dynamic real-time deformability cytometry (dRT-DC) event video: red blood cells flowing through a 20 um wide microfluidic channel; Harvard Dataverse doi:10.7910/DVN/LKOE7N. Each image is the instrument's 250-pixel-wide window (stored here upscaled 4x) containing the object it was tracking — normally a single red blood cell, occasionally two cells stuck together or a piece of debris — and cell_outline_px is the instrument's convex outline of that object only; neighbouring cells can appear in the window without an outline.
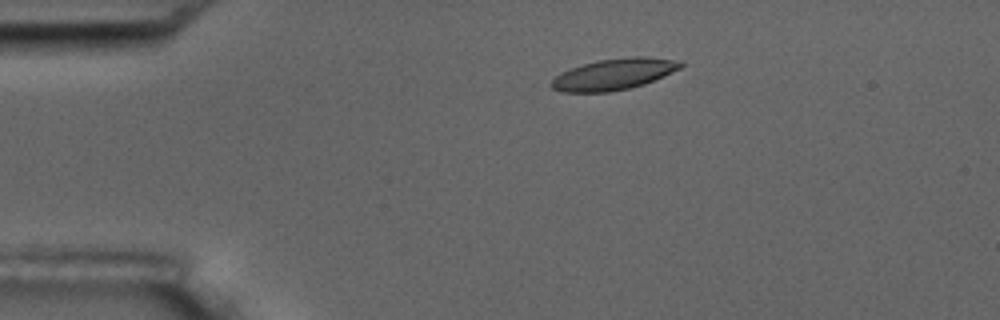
{"species": "common noctule bat (a hibernating species)", "species_latin": "Nyctalus noctula", "temperature_condition": "room temperature", "stored_images_in_passage": 7, "camera_frame_rate_fps": 3000, "um_per_image_px": 0.085, "animal": {"sex": "male", "body_mass_g": 17.5, "forearm_length_mm": 52.3}, "frame": {"image": 1, "passage_image": 1, "time_ms": 0.0, "image_size_px": [1000, 320], "cell_outline_px": [[684, 64], [680, 68], [664, 76], [644, 84], [628, 88], [608, 92], [560, 92], [552, 88], [548, 84], [560, 72], [584, 64], [600, 60], [632, 56], [648, 56], [684, 60]], "centroid_in_image_um": [52.21, 6.3], "position_along_channel_um": 32.8, "area_um2": 23.64}}
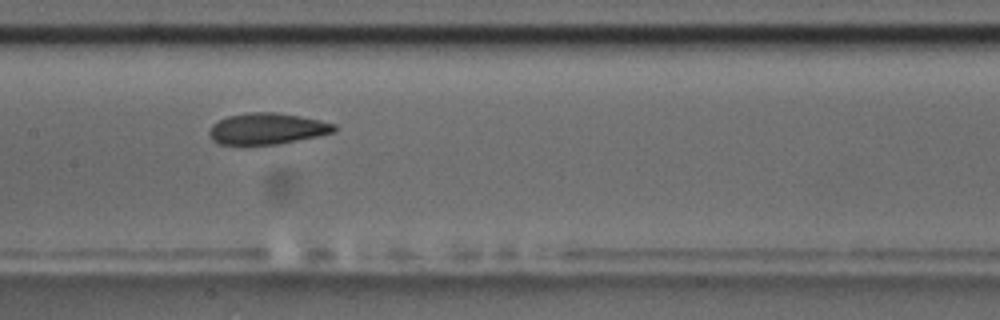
{"frame": {"image": 2, "passage_image": 6, "time_ms": 5.667, "image_size_px": [1000, 320], "cell_outline_px": [[336, 132], [280, 144], [220, 144], [212, 140], [208, 136], [208, 132], [212, 124], [228, 116], [252, 112], [276, 112], [300, 116], [320, 120], [336, 124]], "centroid_in_image_um": [22.72, 10.94], "position_along_channel_um": 184.7, "area_um2": 22.77}}
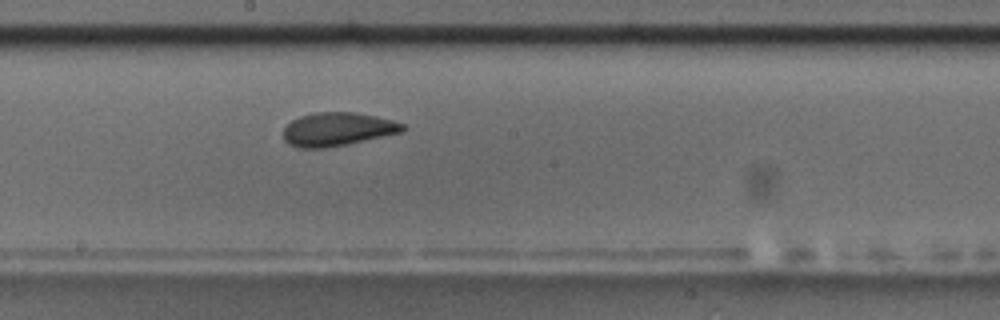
{"frame": {"image": 3, "passage_image": 7, "time_ms": 6.667, "image_size_px": [1000, 320], "cell_outline_px": [[404, 132], [348, 144], [324, 148], [296, 148], [288, 144], [284, 140], [284, 128], [292, 120], [300, 116], [316, 112], [352, 112], [376, 116], [392, 120], [404, 124]], "centroid_in_image_um": [28.68, 10.99], "position_along_channel_um": 219.5, "area_um2": 23.35}}